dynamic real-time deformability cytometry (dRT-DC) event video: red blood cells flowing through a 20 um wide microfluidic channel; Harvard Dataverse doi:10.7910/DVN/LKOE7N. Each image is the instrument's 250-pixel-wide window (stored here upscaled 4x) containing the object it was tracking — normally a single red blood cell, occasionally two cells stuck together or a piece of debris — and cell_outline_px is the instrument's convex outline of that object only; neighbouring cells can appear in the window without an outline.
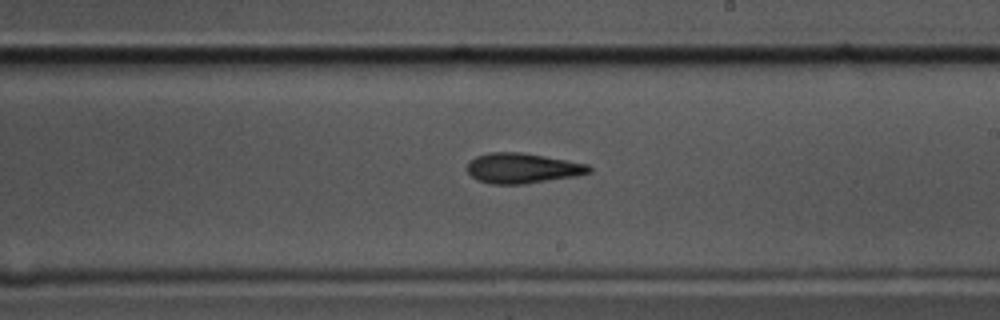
{"species": "common noctule bat (a hibernating species)", "species_latin": "Nyctalus noctula", "temperature_condition": "cold", "stored_images_in_passage": 41, "camera_frame_rate_fps": 3000, "um_per_image_px": 0.085, "animal": {"sex": "male", "body_mass_g": 17.5, "forearm_length_mm": 52.3}, "frame": {"image": 1, "passage_image": 27, "time_ms": 8.667, "image_size_px": [1000, 320], "cell_outline_px": [[592, 172], [576, 176], [524, 184], [492, 184], [476, 180], [468, 172], [468, 164], [476, 156], [488, 152], [520, 152], [544, 156], [588, 164], [592, 168]], "centroid_in_image_um": [44.42, 14.3], "position_along_channel_um": 244.6, "area_um2": 21.39}}
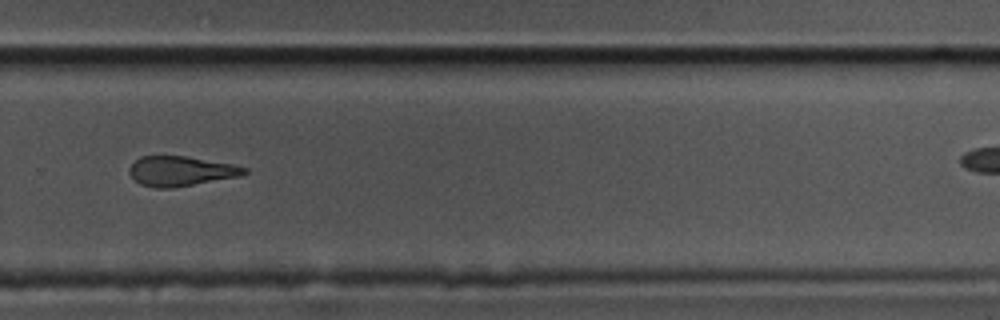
{"frame": {"image": 2, "passage_image": 33, "time_ms": 10.667, "image_size_px": [1000, 320], "cell_outline_px": [[248, 172], [240, 176], [172, 188], [156, 188], [140, 184], [128, 172], [128, 168], [140, 156], [184, 156], [232, 164], [248, 168]], "centroid_in_image_um": [15.36, 14.54], "position_along_channel_um": 314.4, "area_um2": 19.83}}
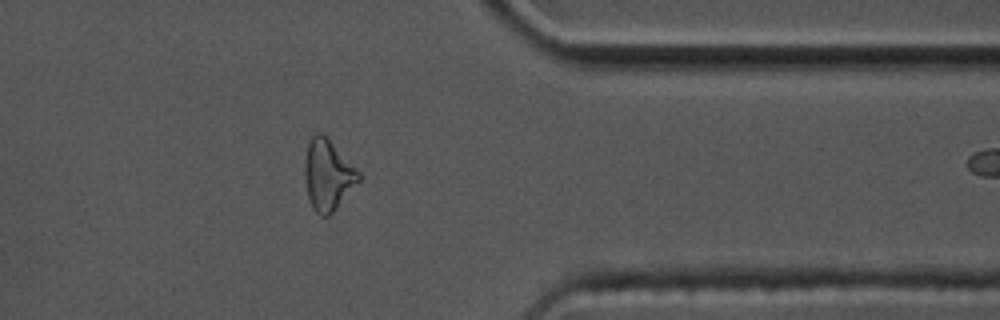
{"frame": {"image": 3, "passage_image": 40, "time_ms": 13.0, "image_size_px": [1000, 320], "cell_outline_px": [[360, 180], [332, 212], [328, 216], [320, 216], [312, 208], [308, 200], [304, 176], [304, 164], [308, 144], [312, 136], [316, 132], [320, 132], [360, 172]], "centroid_in_image_um": [27.83, 14.9], "position_along_channel_um": 383.6, "area_um2": 21.79}}